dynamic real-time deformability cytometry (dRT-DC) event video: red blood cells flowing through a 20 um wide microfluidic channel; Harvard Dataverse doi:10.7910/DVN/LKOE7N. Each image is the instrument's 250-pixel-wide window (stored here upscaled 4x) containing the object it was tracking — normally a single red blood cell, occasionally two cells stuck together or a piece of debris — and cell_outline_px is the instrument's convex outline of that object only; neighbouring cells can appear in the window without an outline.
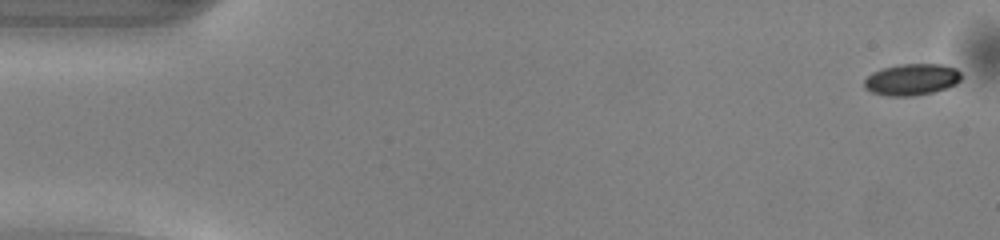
{"species": "common noctule bat (a hibernating species)", "species_latin": "Nyctalus noctula", "temperature_condition": "warm", "stored_images_in_passage": 50, "camera_frame_rate_fps": 3000, "um_per_image_px": 0.085, "animal": {"sex": "male", "body_mass_g": 13.0, "forearm_length_mm": 53.1}, "frame": {"image": 1, "passage_image": 1, "time_ms": 0.0, "image_size_px": [1000, 240], "cell_outline_px": [[960, 80], [956, 84], [932, 92], [912, 96], [888, 96], [872, 92], [864, 88], [864, 80], [872, 72], [884, 68], [900, 64], [944, 64], [956, 68], [960, 72]], "centroid_in_image_um": [77.49, 6.75], "position_along_channel_um": 7.5, "area_um2": 17.74}}
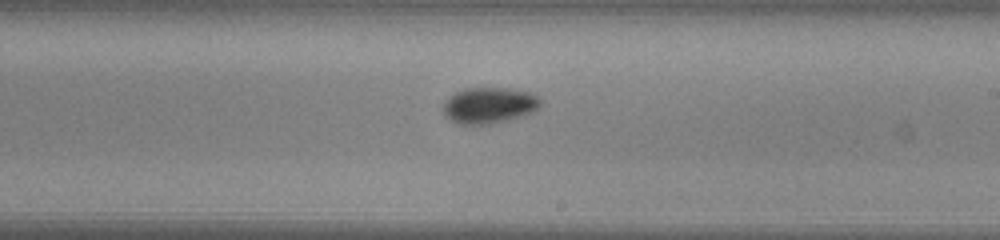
{"frame": {"image": 2, "passage_image": 29, "time_ms": 9.333, "image_size_px": [1000, 240], "cell_outline_px": [[540, 104], [532, 112], [504, 120], [488, 124], [460, 124], [452, 120], [444, 112], [444, 100], [456, 92], [464, 88], [512, 88], [532, 92], [540, 100]], "centroid_in_image_um": [41.57, 8.92], "position_along_channel_um": 247.4, "area_um2": 20.06}}
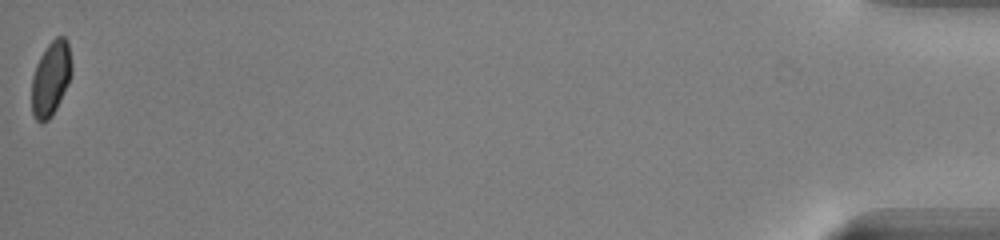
{"frame": {"image": 3, "passage_image": 50, "time_ms": 16.333, "image_size_px": [1000, 240], "cell_outline_px": [[72, 72], [68, 84], [52, 116], [44, 124], [40, 124], [36, 120], [32, 112], [32, 76], [36, 64], [40, 56], [48, 44], [56, 36], [64, 36], [68, 40], [72, 64]], "centroid_in_image_um": [4.32, 6.67], "position_along_channel_um": 430.9, "area_um2": 17.57}, "authors_computed_cell_mechanics": {"area_um2": 18.6405, "velocity_mm_per_s": 4.1096, "shape_relaxation_time_tau1_ms": 2.1217, "shape_relaxation_time_tau2_ms": 4.199, "deformation_change_tau1": 0.085, "deformation_change_tau2": 0.0602}}